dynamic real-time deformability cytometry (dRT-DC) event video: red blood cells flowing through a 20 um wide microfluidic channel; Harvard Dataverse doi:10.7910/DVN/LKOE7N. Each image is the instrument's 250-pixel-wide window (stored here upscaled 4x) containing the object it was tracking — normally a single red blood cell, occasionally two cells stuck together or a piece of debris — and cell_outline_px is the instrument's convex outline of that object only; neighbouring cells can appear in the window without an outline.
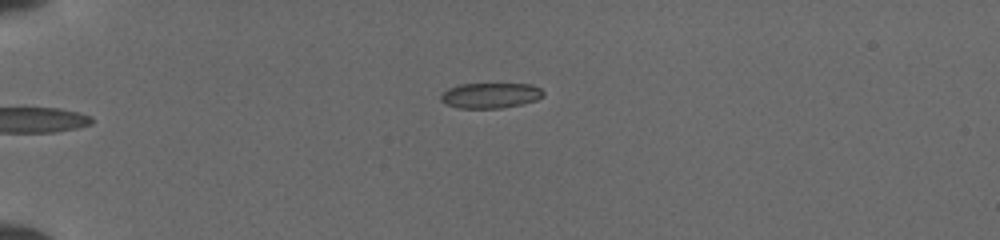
{"species": "common noctule bat (a hibernating species)", "species_latin": "Nyctalus noctula", "temperature_condition": "cold", "stored_images_in_passage": 12, "camera_frame_rate_fps": 3000, "um_per_image_px": 0.085, "animal": {"sex": "female", "body_mass_g": 19.5, "forearm_length_mm": 54.1}, "frame": {"image": 1, "passage_image": 12, "time_ms": 5.667, "image_size_px": [1000, 240], "cell_outline_px": [[544, 96], [536, 100], [520, 104], [500, 108], [460, 108], [444, 104], [440, 100], [440, 96], [448, 88], [460, 84], [532, 84], [540, 88], [544, 92]], "centroid_in_image_um": [41.68, 8.11], "position_along_channel_um": 43.3, "area_um2": 15.14}}